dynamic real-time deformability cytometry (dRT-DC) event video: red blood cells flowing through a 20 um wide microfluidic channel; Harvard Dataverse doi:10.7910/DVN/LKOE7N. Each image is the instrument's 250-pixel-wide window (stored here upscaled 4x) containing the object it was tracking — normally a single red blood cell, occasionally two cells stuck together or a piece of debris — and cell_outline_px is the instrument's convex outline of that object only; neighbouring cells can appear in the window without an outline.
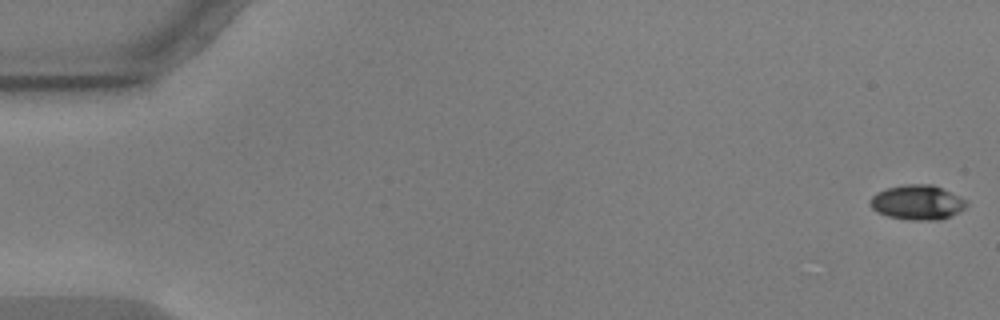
{"species": "common noctule bat (a hibernating species)", "species_latin": "Nyctalus noctula", "temperature_condition": "warm", "stored_images_in_passage": 57, "camera_frame_rate_fps": 3000, "um_per_image_px": 0.085, "animal": {"sex": "male", "body_mass_g": 17.9, "forearm_length_mm": 54.2}, "frame": {"image": 1, "passage_image": 1, "time_ms": 0.0, "image_size_px": [1000, 320], "cell_outline_px": [[968, 204], [960, 212], [940, 220], [908, 220], [888, 216], [876, 212], [868, 204], [868, 200], [876, 192], [888, 188], [904, 184], [932, 184], [960, 196], [968, 200]], "centroid_in_image_um": [77.97, 17.2], "position_along_channel_um": 7.0, "area_um2": 19.77}}
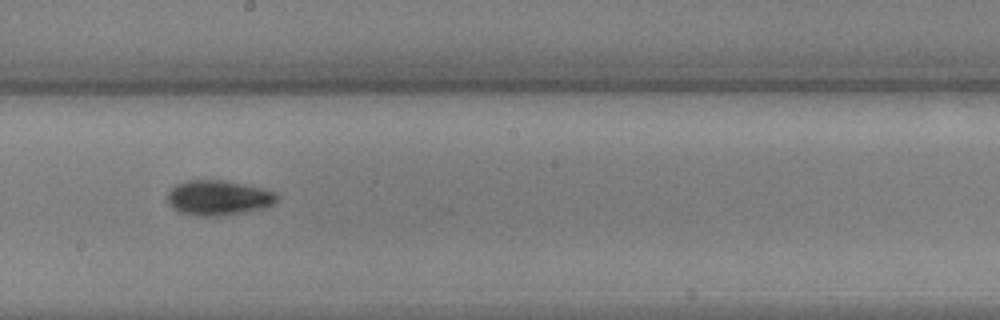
{"frame": {"image": 2, "passage_image": 32, "time_ms": 10.333, "image_size_px": [1000, 320], "cell_outline_px": [[280, 196], [276, 204], [264, 208], [224, 216], [192, 216], [180, 212], [172, 208], [168, 204], [168, 192], [176, 184], [184, 180], [220, 180], [260, 188], [272, 192]], "centroid_in_image_um": [18.54, 16.83], "position_along_channel_um": 229.7, "area_um2": 22.43}}
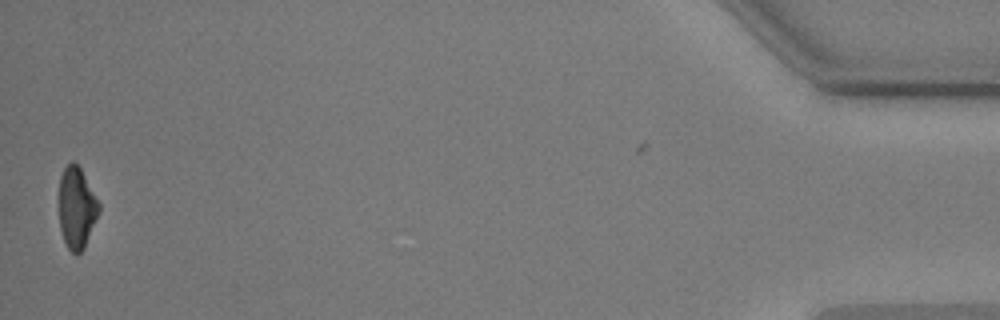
{"frame": {"image": 3, "passage_image": 56, "time_ms": 18.333, "image_size_px": [1000, 320], "cell_outline_px": [[100, 212], [84, 248], [76, 256], [68, 248], [64, 240], [60, 228], [60, 176], [64, 168], [72, 160], [80, 168], [100, 204]], "centroid_in_image_um": [6.53, 17.69], "position_along_channel_um": 428.7, "area_um2": 18.73}, "authors_computed_cell_mechanics": {"area_um2": 20.23, "velocity_mm_per_s": 3.5996, "shape_relaxation_time_tau1_ms": 2.2386, "shape_relaxation_time_tau2_ms": 7.5992, "deformation_change_tau1": 0.1119, "deformation_change_tau2": 0.1081}}